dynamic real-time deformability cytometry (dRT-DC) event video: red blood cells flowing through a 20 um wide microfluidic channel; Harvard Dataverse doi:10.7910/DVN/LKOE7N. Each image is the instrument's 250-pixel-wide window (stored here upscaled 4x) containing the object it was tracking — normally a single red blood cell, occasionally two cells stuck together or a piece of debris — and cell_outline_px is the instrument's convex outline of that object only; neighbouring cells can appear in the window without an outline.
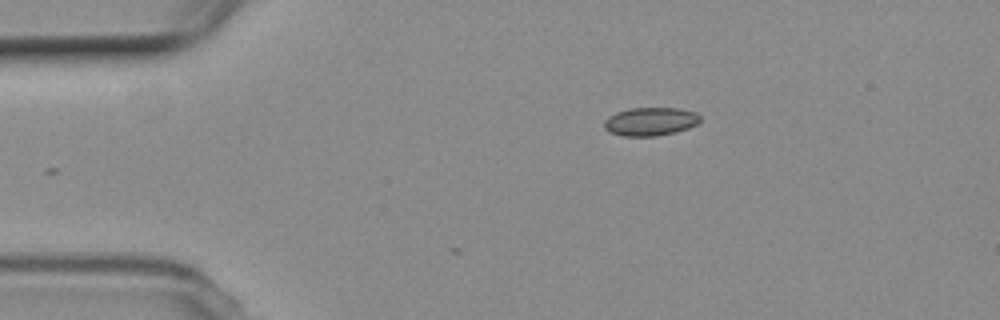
{"species": "common noctule bat (a hibernating species)", "species_latin": "Nyctalus noctula", "temperature_condition": "room temperature", "stored_images_in_passage": 2, "camera_frame_rate_fps": 3000, "um_per_image_px": 0.085, "animal": {"sex": "female", "body_mass_g": 19.3, "forearm_length_mm": 54.1}, "frame": {"image": 1, "passage_image": 1, "time_ms": 0.0, "image_size_px": [1000, 320], "cell_outline_px": [[700, 120], [696, 124], [688, 128], [676, 132], [656, 136], [624, 136], [608, 132], [604, 128], [604, 120], [608, 116], [616, 112], [628, 108], [676, 108], [696, 112], [700, 116]], "centroid_in_image_um": [55.25, 10.33], "position_along_channel_um": 29.7, "area_um2": 15.95}}